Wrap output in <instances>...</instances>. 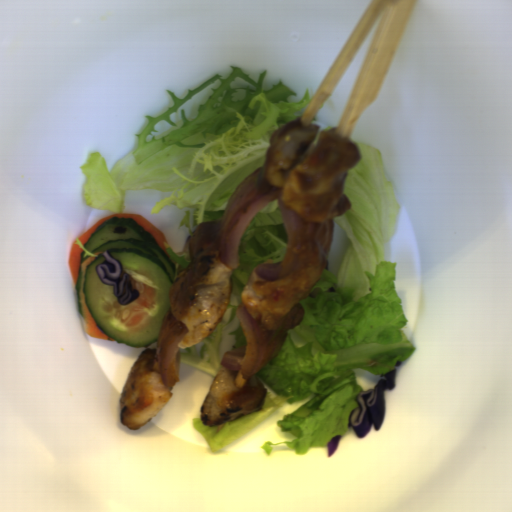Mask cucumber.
Returning <instances> with one entry per match:
<instances>
[{
  "instance_id": "obj_1",
  "label": "cucumber",
  "mask_w": 512,
  "mask_h": 512,
  "mask_svg": "<svg viewBox=\"0 0 512 512\" xmlns=\"http://www.w3.org/2000/svg\"><path fill=\"white\" fill-rule=\"evenodd\" d=\"M95 255L110 251L129 274L138 298L119 305L113 287L103 285L95 271L104 261L102 253L86 265L83 295L97 325L118 344L146 348L158 342L163 318L172 308L170 288L177 275L176 264L160 247L149 230L132 218L110 217L83 245Z\"/></svg>"
},
{
  "instance_id": "obj_2",
  "label": "cucumber",
  "mask_w": 512,
  "mask_h": 512,
  "mask_svg": "<svg viewBox=\"0 0 512 512\" xmlns=\"http://www.w3.org/2000/svg\"><path fill=\"white\" fill-rule=\"evenodd\" d=\"M82 268L79 266L78 272H77V278H76V284H75V302L78 313L82 316V309H81V298H80V274H81Z\"/></svg>"
},
{
  "instance_id": "obj_3",
  "label": "cucumber",
  "mask_w": 512,
  "mask_h": 512,
  "mask_svg": "<svg viewBox=\"0 0 512 512\" xmlns=\"http://www.w3.org/2000/svg\"><path fill=\"white\" fill-rule=\"evenodd\" d=\"M88 257H91V256H90V255H86V256L84 257V250H83V252H82V253H81V255H80V261H81V263H82V262H84Z\"/></svg>"
}]
</instances>
